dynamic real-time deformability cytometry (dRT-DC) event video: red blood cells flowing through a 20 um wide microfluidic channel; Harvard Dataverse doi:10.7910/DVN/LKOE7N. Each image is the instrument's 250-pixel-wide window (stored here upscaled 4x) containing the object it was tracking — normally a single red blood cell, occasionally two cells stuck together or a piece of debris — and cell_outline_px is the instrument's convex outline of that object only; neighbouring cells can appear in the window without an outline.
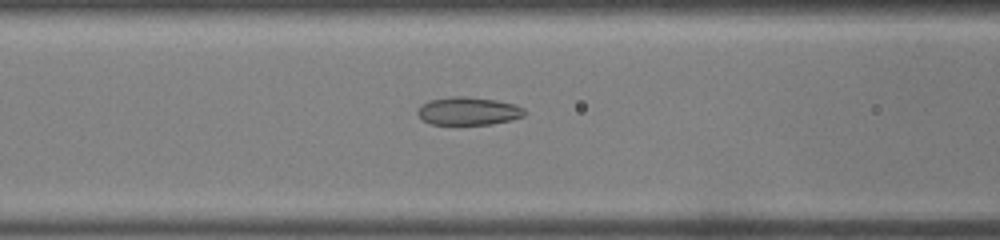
{"species": "common noctule bat (a hibernating species)", "species_latin": "Nyctalus noctula", "temperature_condition": "warm", "stored_images_in_passage": 18, "camera_frame_rate_fps": 3000, "um_per_image_px": 0.085, "animal": {"sex": "male", "body_mass_g": 19.0, "forearm_length_mm": 50.8}, "frame": {"image": 1, "passage_image": 6, "time_ms": 1.667, "image_size_px": [1000, 240], "cell_outline_px": [[524, 116], [492, 124], [432, 124], [424, 120], [416, 112], [420, 104], [428, 100], [452, 96], [468, 96], [496, 100], [516, 104], [524, 108]], "centroid_in_image_um": [39.79, 9.42], "position_along_channel_um": 126.8, "area_um2": 17.46}}
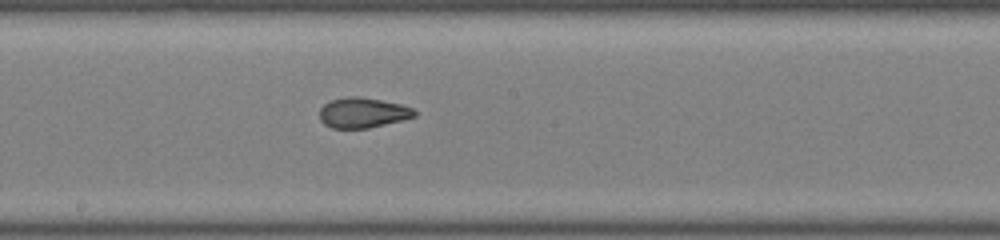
{"frame": {"image": 2, "passage_image": 11, "time_ms": 3.333, "image_size_px": [1000, 240], "cell_outline_px": [[416, 116], [404, 120], [368, 128], [332, 128], [324, 124], [320, 120], [320, 108], [324, 104], [332, 100], [348, 96], [360, 96], [400, 104], [412, 108], [416, 112]], "centroid_in_image_um": [30.83, 9.58], "position_along_channel_um": 217.4, "area_um2": 16.7}}
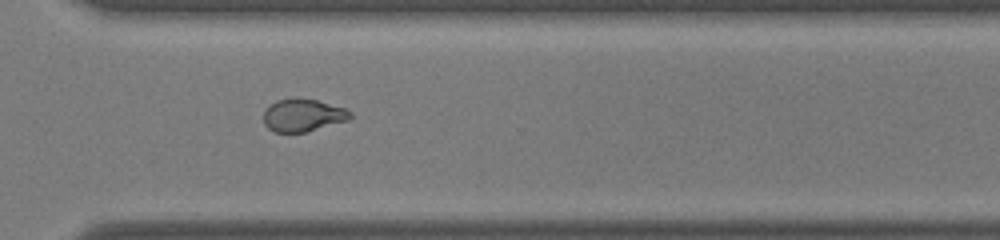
{"frame": {"image": 3, "passage_image": 18, "time_ms": 5.667, "image_size_px": [1000, 240], "cell_outline_px": [[352, 116], [348, 120], [304, 132], [276, 132], [268, 128], [264, 124], [264, 108], [276, 100], [296, 96], [316, 100], [348, 108], [352, 112]], "centroid_in_image_um": [25.74, 9.76], "position_along_channel_um": 344.9, "area_um2": 16.76}}